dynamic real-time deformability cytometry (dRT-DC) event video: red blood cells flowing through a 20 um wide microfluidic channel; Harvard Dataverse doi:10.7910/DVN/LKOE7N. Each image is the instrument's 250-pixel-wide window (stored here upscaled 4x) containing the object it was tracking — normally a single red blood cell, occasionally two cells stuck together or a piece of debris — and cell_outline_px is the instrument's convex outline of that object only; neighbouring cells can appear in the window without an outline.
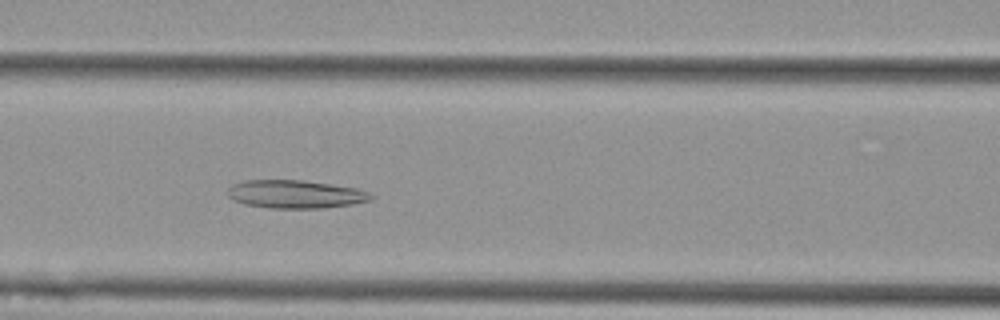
{"species": "Egyptian fruit bat (a non-hibernating species)", "species_latin": "Rousettus aegyptiacus", "temperature_condition": "cold", "stored_images_in_passage": 42, "camera_frame_rate_fps": 3000, "um_per_image_px": 0.085, "animal": {"sex": "female"}, "frame": {"image": 1, "passage_image": 11, "time_ms": 3.333, "image_size_px": [1000, 320], "cell_outline_px": [[372, 196], [368, 200], [352, 204], [320, 208], [272, 208], [244, 204], [232, 200], [228, 196], [228, 188], [232, 184], [244, 180], [304, 180], [356, 188], [368, 192]], "centroid_in_image_um": [25.04, 16.5], "position_along_channel_um": 141.6, "area_um2": 23.35}}
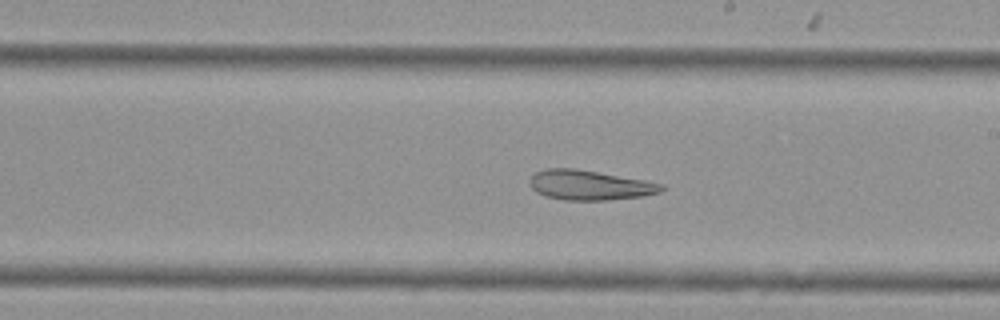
{"frame": {"image": 2, "passage_image": 19, "time_ms": 6.0, "image_size_px": [1000, 320], "cell_outline_px": [[664, 188], [660, 192], [640, 196], [604, 200], [564, 200], [548, 196], [536, 192], [532, 188], [532, 176], [536, 172], [548, 168], [572, 168], [644, 180], [664, 184]], "centroid_in_image_um": [50.13, 15.74], "position_along_channel_um": 238.9, "area_um2": 22.31}}
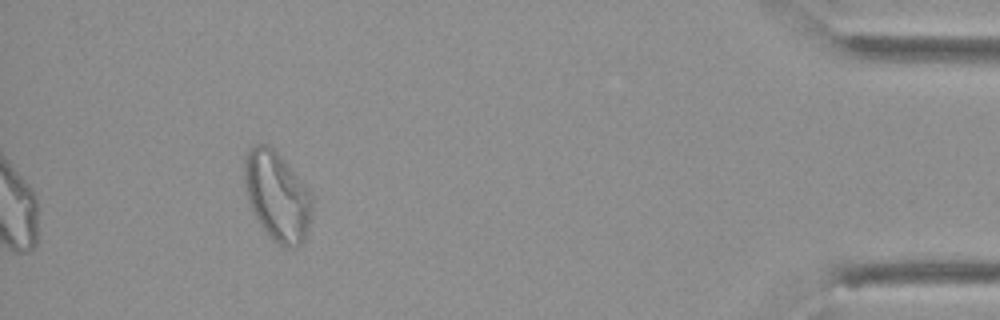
{"frame": {"image": 3, "passage_image": 38, "time_ms": 12.333, "image_size_px": [1000, 320], "cell_outline_px": [[312, 216], [304, 240], [296, 248], [284, 248], [276, 244], [268, 236], [260, 224], [248, 200], [244, 184], [244, 156], [248, 148], [252, 144], [268, 144], [284, 160], [312, 192]], "centroid_in_image_um": [23.56, 16.68], "position_along_channel_um": 411.6, "area_um2": 35.66}, "authors_computed_cell_mechanics": {"area_um2": 25.4898, "velocity_mm_per_s": 3.6659, "shape_relaxation_time_tau1_ms": null, "shape_relaxation_time_tau2_ms": 5.9947, "deformation_change_tau1": null, "deformation_change_tau2": 0.1703}}